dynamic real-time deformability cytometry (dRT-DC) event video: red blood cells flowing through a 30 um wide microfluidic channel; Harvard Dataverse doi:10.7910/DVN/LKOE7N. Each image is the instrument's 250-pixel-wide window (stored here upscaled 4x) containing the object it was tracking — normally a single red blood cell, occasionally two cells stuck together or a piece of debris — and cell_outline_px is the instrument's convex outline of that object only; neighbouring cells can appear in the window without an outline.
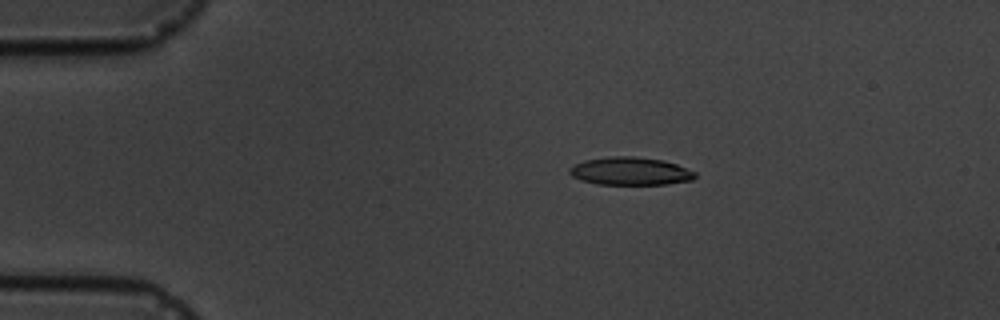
{"species": "common noctule bat (a hibernating species)", "species_latin": "Nyctalus noctula", "temperature_condition": "cold", "stored_images_in_passage": 5, "camera_frame_rate_fps": 3000, "um_per_image_px": 0.085, "animal": {"sex": "male", "body_mass_g": 19.5, "forearm_length_mm": 54.6}, "frame": {"image": 1, "passage_image": 2, "time_ms": 1.333, "image_size_px": [1000, 320], "cell_outline_px": [[696, 176], [692, 180], [668, 184], [596, 184], [580, 180], [572, 176], [568, 172], [568, 168], [572, 164], [584, 160], [612, 156], [636, 156], [664, 160], [676, 164], [696, 172]], "centroid_in_image_um": [53.54, 14.54], "position_along_channel_um": 31.5, "area_um2": 20.63}}
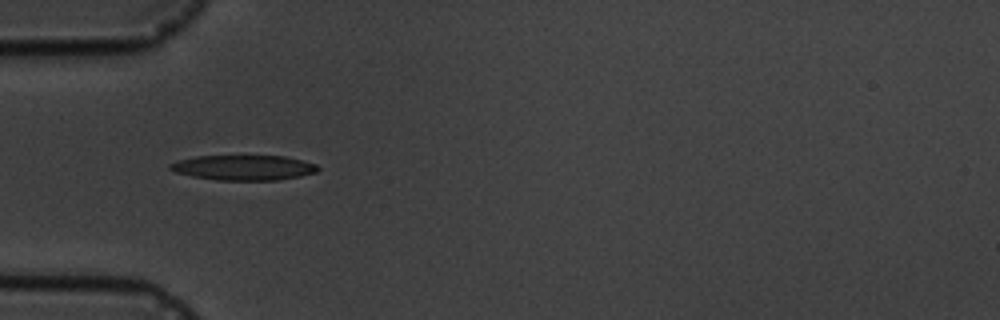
{"frame": {"image": 2, "passage_image": 4, "time_ms": 3.667, "image_size_px": [1000, 320], "cell_outline_px": [[320, 168], [316, 172], [300, 176], [276, 180], [216, 180], [192, 176], [176, 172], [168, 168], [168, 164], [176, 160], [196, 156], [284, 156], [316, 164]], "centroid_in_image_um": [20.66, 14.24], "position_along_channel_um": 64.3, "area_um2": 21.56}}
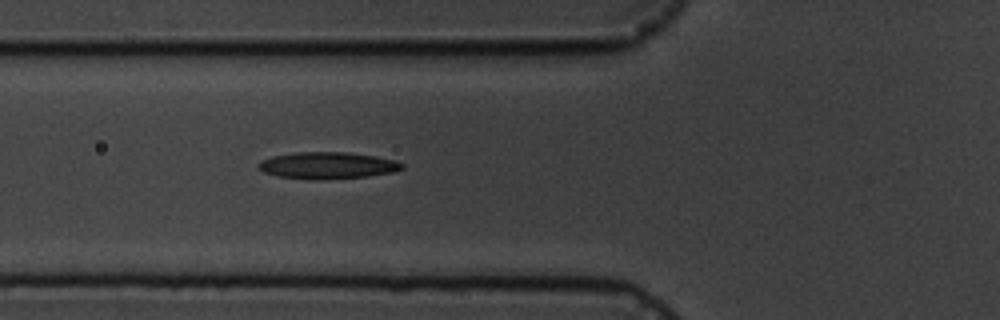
{"frame": {"image": 3, "passage_image": 5, "time_ms": 4.667, "image_size_px": [1000, 320], "cell_outline_px": [[404, 168], [392, 172], [368, 176], [320, 180], [308, 180], [276, 176], [264, 172], [256, 164], [272, 156], [296, 152], [344, 152], [376, 156], [396, 160], [404, 164]], "centroid_in_image_um": [27.84, 14.07], "position_along_channel_um": 98.0, "area_um2": 22.48}}